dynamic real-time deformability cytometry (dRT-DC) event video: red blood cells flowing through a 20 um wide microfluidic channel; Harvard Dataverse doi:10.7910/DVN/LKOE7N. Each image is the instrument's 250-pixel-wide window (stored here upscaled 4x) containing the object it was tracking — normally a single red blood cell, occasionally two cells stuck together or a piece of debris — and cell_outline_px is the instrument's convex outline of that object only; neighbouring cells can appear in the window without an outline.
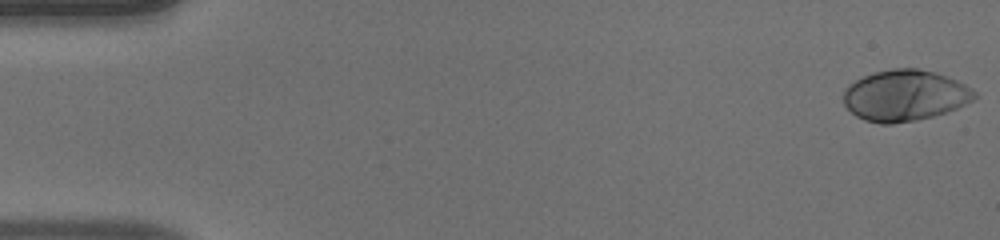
{"species": "human", "species_latin": "Homo sapiens", "temperature_condition": "warm", "stored_images_in_passage": 52, "camera_frame_rate_fps": 3000, "um_per_image_px": 0.085, "donor": {"sex": "male"}, "frame": {"image": 1, "passage_image": 1, "time_ms": 0.0, "image_size_px": [1000, 240], "cell_outline_px": [[976, 96], [972, 100], [956, 108], [932, 116], [916, 120], [892, 124], [880, 124], [864, 120], [856, 116], [844, 104], [844, 92], [848, 84], [864, 76], [876, 72], [892, 68], [916, 68], [936, 72], [956, 80], [972, 88], [976, 92]], "centroid_in_image_um": [76.9, 8.11], "position_along_channel_um": 8.1, "area_um2": 38.78}}
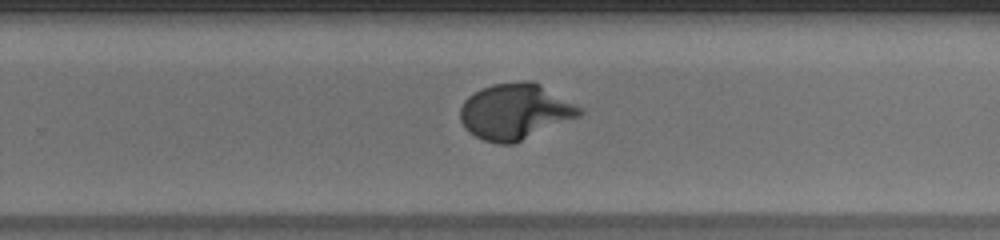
{"frame": {"image": 2, "passage_image": 34, "time_ms": 11.0, "image_size_px": [1000, 240], "cell_outline_px": [[584, 112], [580, 116], [516, 144], [500, 144], [484, 140], [468, 132], [464, 128], [460, 120], [460, 108], [464, 100], [468, 96], [480, 88], [492, 84], [520, 80], [532, 80], [540, 84], [584, 108]], "centroid_in_image_um": [43.8, 9.48], "position_along_channel_um": 286.0, "area_um2": 39.48}}
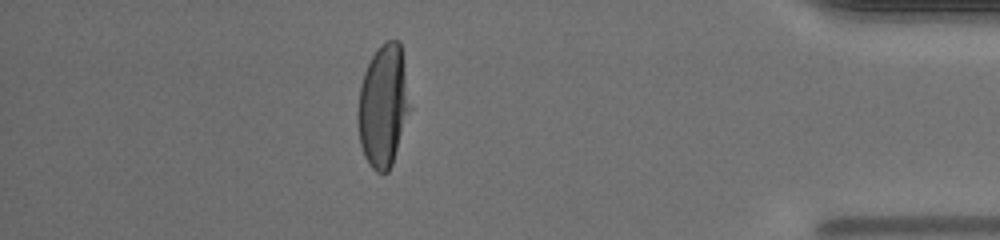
{"frame": {"image": 3, "passage_image": 46, "time_ms": 15.0, "image_size_px": [1000, 240], "cell_outline_px": [[412, 108], [392, 164], [388, 172], [376, 172], [368, 164], [364, 156], [360, 144], [356, 120], [356, 112], [360, 84], [364, 72], [372, 56], [388, 40], [400, 40]], "centroid_in_image_um": [32.58, 9.03], "position_along_channel_um": 402.6, "area_um2": 37.69}, "authors_computed_cell_mechanics": {"area_um2": 37.7434, "velocity_mm_per_s": 3.9294, "shape_relaxation_time_tau1_ms": 3.8247, "shape_relaxation_time_tau2_ms": null, "deformation_change_tau1": 0.2376, "deformation_change_tau2": null}}